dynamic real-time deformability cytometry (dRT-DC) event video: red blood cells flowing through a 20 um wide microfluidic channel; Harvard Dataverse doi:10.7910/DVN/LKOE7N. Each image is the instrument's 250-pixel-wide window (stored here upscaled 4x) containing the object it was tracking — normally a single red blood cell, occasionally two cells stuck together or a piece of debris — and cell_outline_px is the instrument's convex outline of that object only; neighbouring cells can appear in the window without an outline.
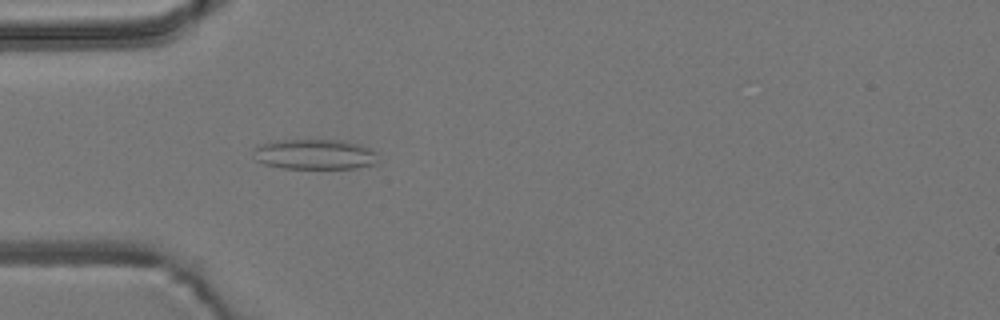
{"species": "common noctule bat (a hibernating species)", "species_latin": "Nyctalus noctula", "temperature_condition": "room temperature", "stored_images_in_passage": 44, "camera_frame_rate_fps": 3000, "um_per_image_px": 0.085, "animal": {"sex": "male", "body_mass_g": 19.2, "forearm_length_mm": 51.8}, "frame": {"image": 1, "passage_image": 7, "time_ms": 2.0, "image_size_px": [1000, 320], "cell_outline_px": [[376, 164], [356, 168], [284, 168], [264, 164], [256, 160], [252, 152], [260, 144], [276, 140], [344, 140], [368, 148], [376, 152]], "centroid_in_image_um": [26.73, 13.12], "position_along_channel_um": 58.3, "area_um2": 21.85}}
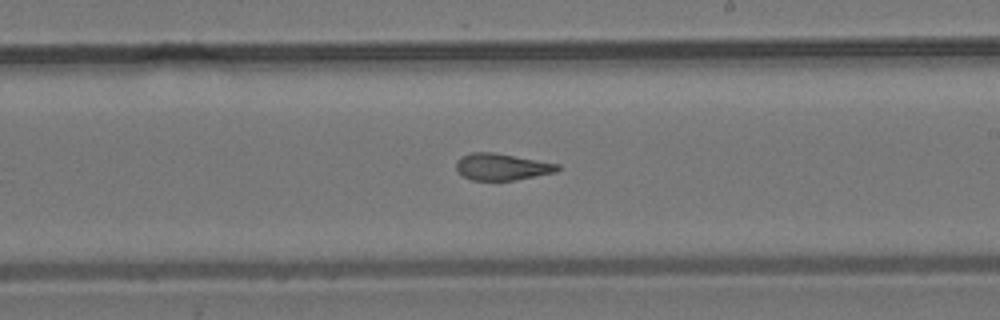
{"frame": {"image": 2, "passage_image": 22, "time_ms": 7.0, "image_size_px": [1000, 320], "cell_outline_px": [[560, 168], [556, 172], [516, 180], [472, 180], [456, 172], [456, 160], [460, 156], [472, 152], [492, 152], [560, 164]], "centroid_in_image_um": [42.63, 14.18], "position_along_channel_um": 246.4, "area_um2": 15.84}}
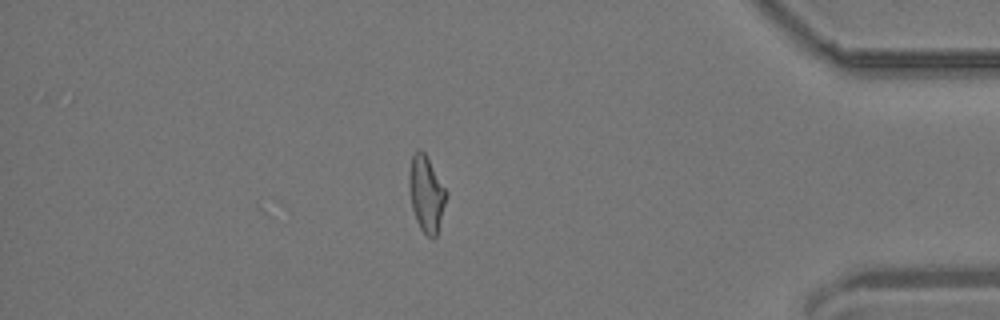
{"frame": {"image": 3, "passage_image": 37, "time_ms": 12.0, "image_size_px": [1000, 320], "cell_outline_px": [[448, 192], [436, 236], [432, 240], [420, 228], [416, 220], [412, 208], [408, 184], [408, 176], [412, 156], [420, 148], [424, 152]], "centroid_in_image_um": [36.23, 16.48], "position_along_channel_um": 399.0, "area_um2": 16.3}, "authors_computed_cell_mechanics": {"area_um2": 16.5308, "velocity_mm_per_s": 3.8197, "shape_relaxation_time_tau1_ms": null, "shape_relaxation_time_tau2_ms": 2.3194, "deformation_change_tau1": null, "deformation_change_tau2": 0.0984}}